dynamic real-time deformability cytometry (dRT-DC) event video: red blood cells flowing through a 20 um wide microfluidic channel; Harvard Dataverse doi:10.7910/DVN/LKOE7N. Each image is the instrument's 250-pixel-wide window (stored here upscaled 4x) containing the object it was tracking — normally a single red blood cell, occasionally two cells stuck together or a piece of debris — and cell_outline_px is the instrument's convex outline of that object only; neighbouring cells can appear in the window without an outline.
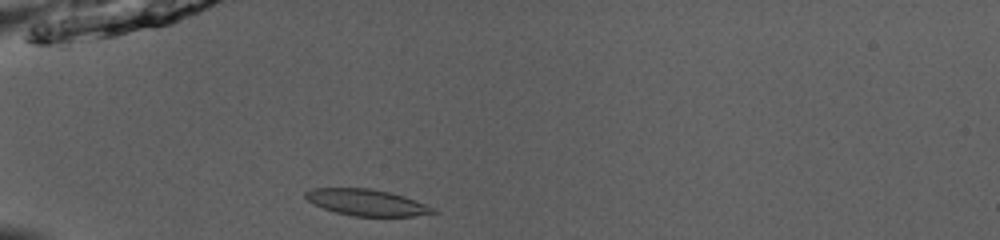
{"species": "common noctule bat (a hibernating species)", "species_latin": "Nyctalus noctula", "temperature_condition": "room temperature", "stored_images_in_passage": 36, "camera_frame_rate_fps": 3000, "um_per_image_px": 0.085, "animal": {"sex": "male", "body_mass_g": 13.0, "forearm_length_mm": 53.1}, "frame": {"image": 1, "passage_image": 1, "time_ms": 0.0, "image_size_px": [1000, 240], "cell_outline_px": [[440, 212], [412, 216], [352, 216], [336, 212], [312, 204], [304, 196], [304, 192], [312, 188], [368, 188], [388, 192], [404, 196], [436, 208]], "centroid_in_image_um": [31.16, 17.21], "position_along_channel_um": 53.8, "area_um2": 19.59}}
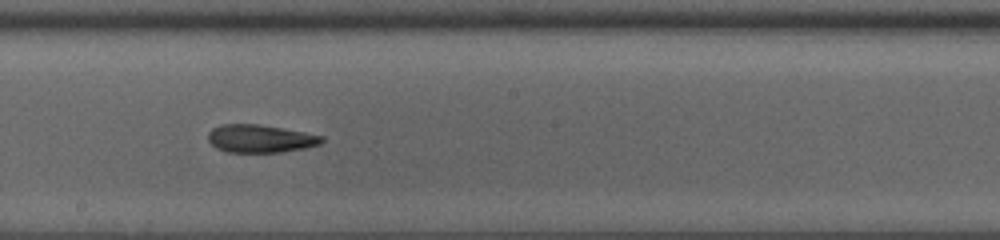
{"frame": {"image": 2, "passage_image": 15, "time_ms": 4.667, "image_size_px": [1000, 240], "cell_outline_px": [[324, 140], [320, 144], [304, 148], [280, 152], [228, 152], [216, 148], [208, 140], [208, 132], [212, 128], [220, 124], [256, 124], [304, 132], [324, 136]], "centroid_in_image_um": [22.1, 11.78], "position_along_channel_um": 226.1, "area_um2": 18.38}}
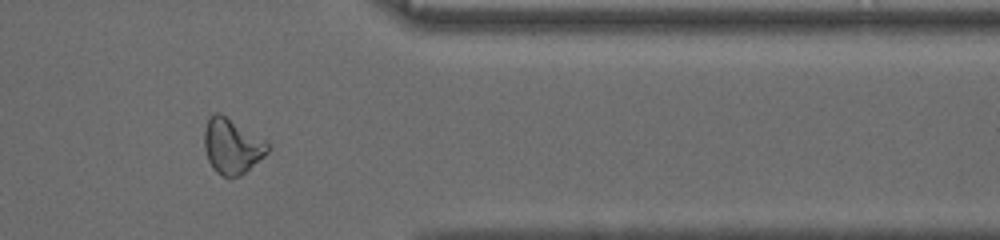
{"frame": {"image": 3, "passage_image": 28, "time_ms": 9.0, "image_size_px": [1000, 240], "cell_outline_px": [[268, 152], [264, 156], [240, 176], [220, 176], [212, 168], [208, 160], [204, 148], [204, 128], [208, 116], [216, 112], [220, 112], [264, 140], [268, 144]], "centroid_in_image_um": [19.67, 12.41], "position_along_channel_um": 391.7, "area_um2": 20.29}, "authors_computed_cell_mechanics": {"area_um2": 19.652, "velocity_mm_per_s": 4.0047, "shape_relaxation_time_tau1_ms": null, "shape_relaxation_time_tau2_ms": 2.4262, "deformation_change_tau1": null, "deformation_change_tau2": 0.1003}}